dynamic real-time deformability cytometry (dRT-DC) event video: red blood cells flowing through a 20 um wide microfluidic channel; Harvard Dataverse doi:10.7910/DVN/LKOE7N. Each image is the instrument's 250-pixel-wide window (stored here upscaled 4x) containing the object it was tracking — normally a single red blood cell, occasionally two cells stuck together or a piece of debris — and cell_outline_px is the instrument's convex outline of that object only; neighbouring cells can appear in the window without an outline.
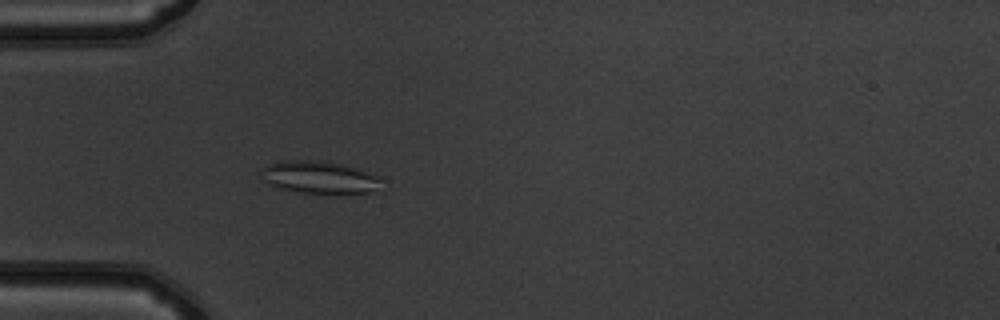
{"species": "common noctule bat (a hibernating species)", "species_latin": "Nyctalus noctula", "temperature_condition": "warm", "stored_images_in_passage": 41, "camera_frame_rate_fps": 3000, "um_per_image_px": 0.085, "animal": {"sex": "male", "body_mass_g": 19.5, "forearm_length_mm": 54.6}, "frame": {"image": 1, "passage_image": 6, "time_ms": 1.667, "image_size_px": [1000, 320], "cell_outline_px": [[380, 180], [368, 192], [336, 196], [300, 192], [276, 188], [268, 184], [264, 180], [260, 172], [268, 164], [284, 160], [324, 160], [356, 168], [380, 176]], "centroid_in_image_um": [27.08, 15.09], "position_along_channel_um": 57.9, "area_um2": 23.06}}
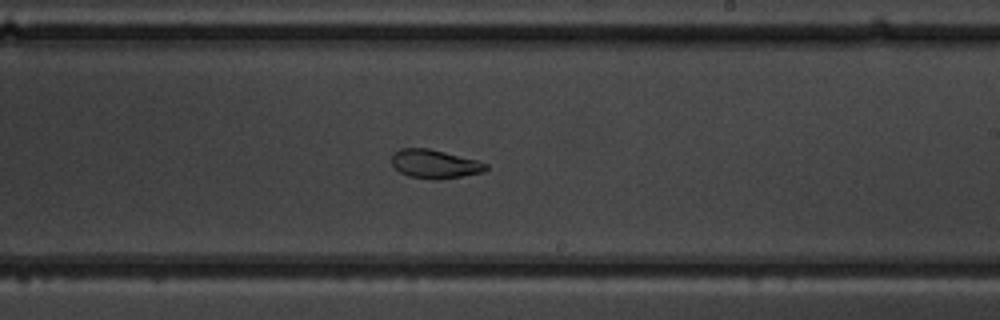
{"frame": {"image": 2, "passage_image": 21, "time_ms": 6.667, "image_size_px": [1000, 320], "cell_outline_px": [[488, 168], [484, 172], [436, 180], [432, 180], [408, 176], [400, 172], [392, 164], [392, 152], [400, 148], [428, 148], [476, 160], [488, 164]], "centroid_in_image_um": [36.92, 13.94], "position_along_channel_um": 252.1, "area_um2": 15.72}}
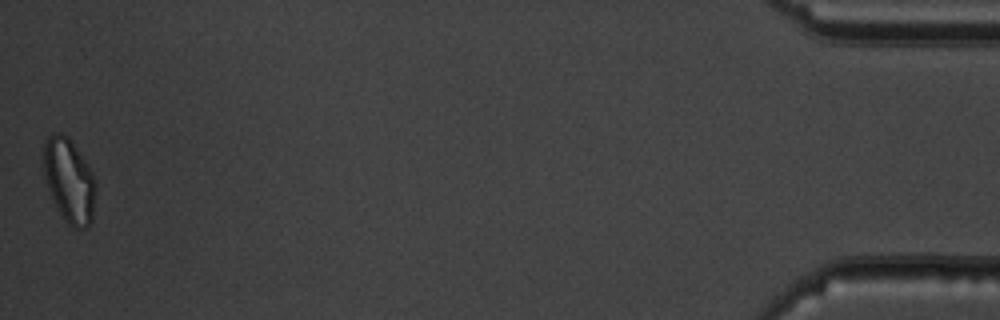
{"frame": {"image": 3, "passage_image": 41, "time_ms": 13.333, "image_size_px": [1000, 320], "cell_outline_px": [[96, 184], [92, 220], [84, 228], [72, 228], [64, 220], [52, 196], [44, 172], [44, 144], [48, 136], [56, 132], [60, 132], [68, 136], [72, 140], [92, 172]], "centroid_in_image_um": [5.9, 15.32], "position_along_channel_um": 429.3, "area_um2": 25.14}, "authors_computed_cell_mechanics": {"area_um2": 18.7272, "velocity_mm_per_s": 4.0033, "shape_relaxation_time_tau1_ms": null, "shape_relaxation_time_tau2_ms": 4.8217, "deformation_change_tau1": null, "deformation_change_tau2": 0.1156}}